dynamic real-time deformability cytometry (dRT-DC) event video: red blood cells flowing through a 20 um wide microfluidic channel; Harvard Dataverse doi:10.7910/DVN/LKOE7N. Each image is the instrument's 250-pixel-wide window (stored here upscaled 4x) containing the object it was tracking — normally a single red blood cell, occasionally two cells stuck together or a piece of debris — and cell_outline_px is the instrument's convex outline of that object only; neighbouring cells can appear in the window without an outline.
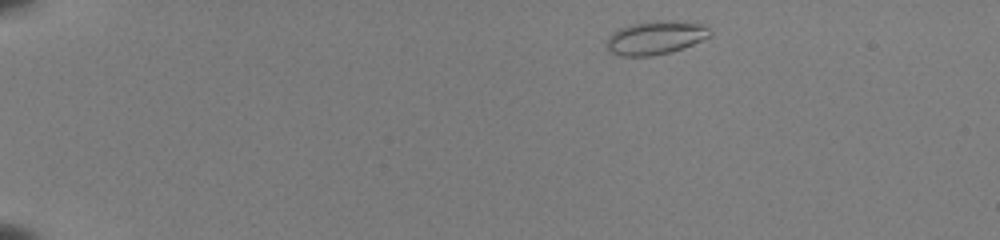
{"species": "common noctule bat (a hibernating species)", "species_latin": "Nyctalus noctula", "temperature_condition": "room temperature", "stored_images_in_passage": 45, "camera_frame_rate_fps": 3000, "um_per_image_px": 0.085, "animal": {"sex": "female", "body_mass_g": 22.0, "forearm_length_mm": 56.7}, "frame": {"image": 1, "passage_image": 2, "time_ms": 0.333, "image_size_px": [1000, 240], "cell_outline_px": [[712, 36], [692, 44], [668, 52], [652, 56], [620, 56], [608, 52], [604, 44], [604, 40], [612, 32], [628, 24], [652, 20], [696, 20], [708, 24], [712, 32]], "centroid_in_image_um": [55.74, 3.16], "position_along_channel_um": 29.3, "area_um2": 21.15}}
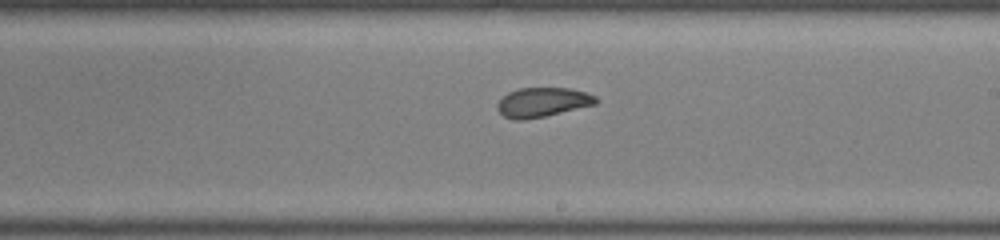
{"frame": {"image": 2, "passage_image": 26, "time_ms": 8.333, "image_size_px": [1000, 240], "cell_outline_px": [[600, 100], [596, 104], [544, 116], [524, 120], [512, 120], [504, 116], [496, 108], [496, 104], [508, 92], [516, 88], [572, 88], [596, 96]], "centroid_in_image_um": [46.1, 8.68], "position_along_channel_um": 242.9, "area_um2": 16.94}}
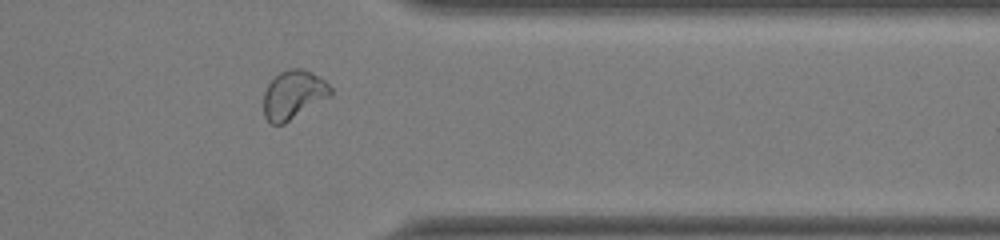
{"frame": {"image": 3, "passage_image": 37, "time_ms": 12.0, "image_size_px": [1000, 240], "cell_outline_px": [[332, 92], [328, 96], [284, 124], [268, 124], [264, 116], [264, 92], [268, 84], [280, 72], [288, 68], [300, 68], [312, 72], [320, 76], [332, 88]], "centroid_in_image_um": [24.91, 8.04], "position_along_channel_um": 386.5, "area_um2": 18.79}, "authors_computed_cell_mechanics": {"area_um2": 18.4382, "velocity_mm_per_s": 3.9655, "shape_relaxation_time_tau1_ms": 6.5287, "shape_relaxation_time_tau2_ms": 1.2325, "deformation_change_tau1": 0.1979, "deformation_change_tau2": 0.064}}